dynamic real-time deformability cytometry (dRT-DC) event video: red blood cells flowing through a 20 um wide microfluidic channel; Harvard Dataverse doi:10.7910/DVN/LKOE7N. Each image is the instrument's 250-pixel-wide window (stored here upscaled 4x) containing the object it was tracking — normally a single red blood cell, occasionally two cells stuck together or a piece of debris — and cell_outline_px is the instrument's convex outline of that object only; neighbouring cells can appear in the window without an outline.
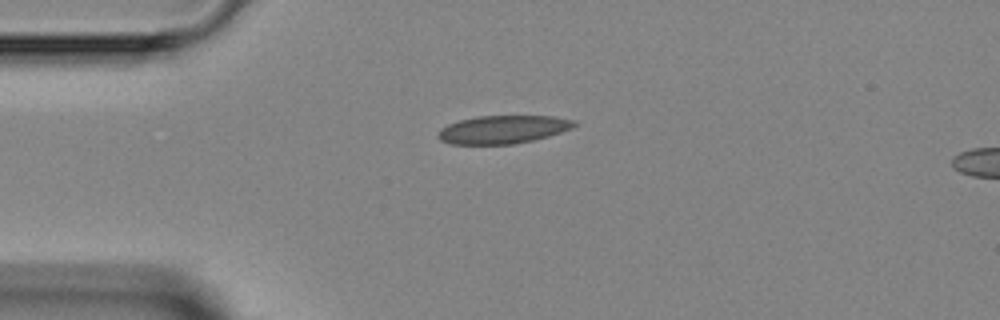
{"species": "Egyptian fruit bat (a non-hibernating species)", "species_latin": "Rousettus aegyptiacus", "temperature_condition": "room temperature", "stored_images_in_passage": 4, "camera_frame_rate_fps": 3000, "um_per_image_px": 0.085, "animal": {"sex": "female"}, "frame": {"image": 1, "passage_image": 4, "time_ms": 3.333, "image_size_px": [1000, 320], "cell_outline_px": [[580, 124], [572, 128], [548, 136], [532, 140], [512, 144], [448, 144], [440, 140], [436, 136], [440, 128], [448, 124], [460, 120], [476, 116], [556, 116], [576, 120]], "centroid_in_image_um": [42.76, 11.0], "position_along_channel_um": 42.2, "area_um2": 22.48}}